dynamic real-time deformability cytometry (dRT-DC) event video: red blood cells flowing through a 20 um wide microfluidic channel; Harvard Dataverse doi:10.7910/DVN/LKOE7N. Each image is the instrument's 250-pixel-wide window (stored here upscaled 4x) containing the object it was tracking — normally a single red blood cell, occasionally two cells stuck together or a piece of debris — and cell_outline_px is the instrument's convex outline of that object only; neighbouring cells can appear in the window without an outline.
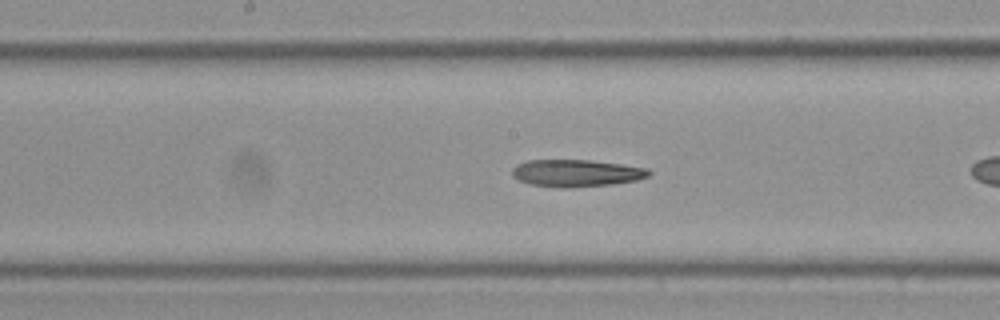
{"species": "Egyptian fruit bat (a non-hibernating species)", "species_latin": "Rousettus aegyptiacus", "temperature_condition": "cold", "stored_images_in_passage": 30, "camera_frame_rate_fps": 3000, "um_per_image_px": 0.085, "frame": {"image": 1, "passage_image": 13, "time_ms": 4.0, "image_size_px": [1000, 320], "cell_outline_px": [[652, 172], [648, 176], [636, 180], [608, 184], [528, 184], [512, 176], [512, 168], [516, 164], [528, 160], [588, 160], [620, 164], [648, 168]], "centroid_in_image_um": [48.99, 14.64], "position_along_channel_um": 199.2, "area_um2": 20.29}}